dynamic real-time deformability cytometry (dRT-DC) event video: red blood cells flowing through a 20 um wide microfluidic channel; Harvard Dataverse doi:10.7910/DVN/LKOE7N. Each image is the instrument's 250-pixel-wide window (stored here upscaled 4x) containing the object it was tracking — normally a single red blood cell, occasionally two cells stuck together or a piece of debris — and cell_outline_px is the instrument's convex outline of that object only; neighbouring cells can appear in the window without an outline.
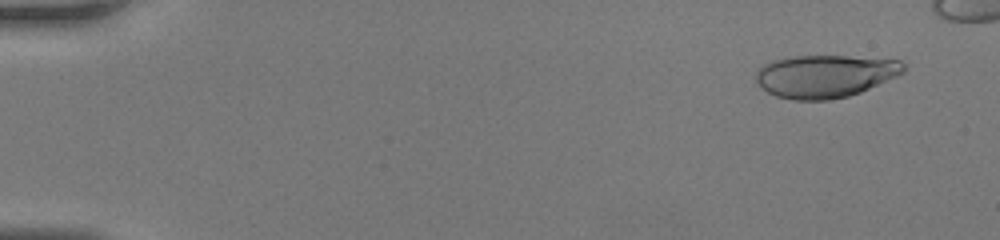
{"species": "human", "species_latin": "Homo sapiens", "temperature_condition": "room temperature", "stored_images_in_passage": 50, "camera_frame_rate_fps": 3000, "um_per_image_px": 0.085, "donor": {"sex": "female"}, "frame": {"image": 1, "passage_image": 2, "time_ms": 0.333, "image_size_px": [1000, 240], "cell_outline_px": [[904, 72], [896, 76], [860, 92], [848, 96], [828, 100], [792, 100], [776, 96], [760, 88], [756, 80], [756, 72], [764, 64], [772, 60], [796, 56], [848, 56], [900, 60], [904, 64]], "centroid_in_image_um": [70.1, 6.47], "position_along_channel_um": 14.9, "area_um2": 36.65}}
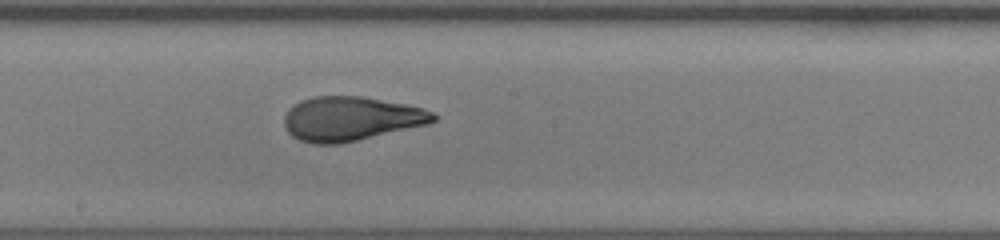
{"frame": {"image": 2, "passage_image": 30, "time_ms": 9.667, "image_size_px": [1000, 240], "cell_outline_px": [[436, 120], [428, 124], [340, 144], [312, 144], [300, 140], [292, 136], [288, 132], [284, 124], [284, 116], [300, 100], [316, 96], [364, 96], [424, 108], [432, 112], [436, 116]], "centroid_in_image_um": [29.82, 10.09], "position_along_channel_um": 218.4, "area_um2": 38.26}}
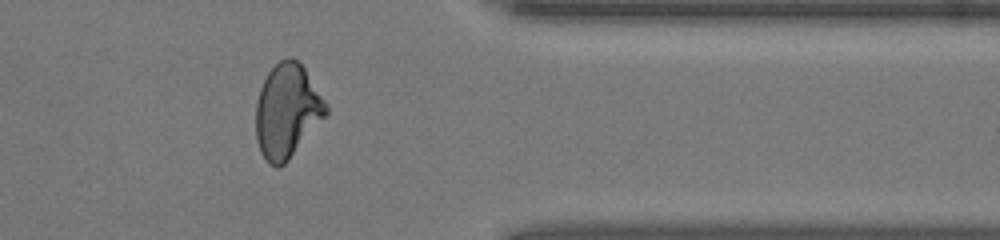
{"frame": {"image": 3, "passage_image": 44, "time_ms": 14.333, "image_size_px": [1000, 240], "cell_outline_px": [[328, 112], [288, 160], [280, 168], [276, 168], [268, 164], [260, 152], [256, 140], [256, 104], [260, 88], [268, 72], [280, 60], [288, 56], [292, 56], [304, 68], [328, 104]], "centroid_in_image_um": [24.38, 9.44], "position_along_channel_um": 387.0, "area_um2": 38.21}}